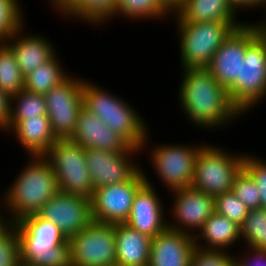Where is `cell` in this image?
<instances>
[{"label": "cell", "instance_id": "obj_1", "mask_svg": "<svg viewBox=\"0 0 266 266\" xmlns=\"http://www.w3.org/2000/svg\"><path fill=\"white\" fill-rule=\"evenodd\" d=\"M181 71L177 105L192 127L208 132L227 126L230 128L232 122H236L234 120L243 117L230 101L227 90L208 69L187 68Z\"/></svg>", "mask_w": 266, "mask_h": 266}, {"label": "cell", "instance_id": "obj_2", "mask_svg": "<svg viewBox=\"0 0 266 266\" xmlns=\"http://www.w3.org/2000/svg\"><path fill=\"white\" fill-rule=\"evenodd\" d=\"M26 161L12 184L2 192L4 195H0L13 223L37 214L59 192L56 176L44 156H28Z\"/></svg>", "mask_w": 266, "mask_h": 266}, {"label": "cell", "instance_id": "obj_3", "mask_svg": "<svg viewBox=\"0 0 266 266\" xmlns=\"http://www.w3.org/2000/svg\"><path fill=\"white\" fill-rule=\"evenodd\" d=\"M20 243V262L25 266H72L70 246L62 231L38 213L13 223Z\"/></svg>", "mask_w": 266, "mask_h": 266}, {"label": "cell", "instance_id": "obj_4", "mask_svg": "<svg viewBox=\"0 0 266 266\" xmlns=\"http://www.w3.org/2000/svg\"><path fill=\"white\" fill-rule=\"evenodd\" d=\"M84 78L83 107L96 115L108 128L121 135L131 146L141 148L150 132L147 122L130 102Z\"/></svg>", "mask_w": 266, "mask_h": 266}, {"label": "cell", "instance_id": "obj_5", "mask_svg": "<svg viewBox=\"0 0 266 266\" xmlns=\"http://www.w3.org/2000/svg\"><path fill=\"white\" fill-rule=\"evenodd\" d=\"M151 138L150 133L146 136V141L142 144L140 151L146 152L152 170L158 176L166 190L169 192L189 187L193 183L195 160L199 149L205 142L199 144L192 143H161L154 144L149 148ZM148 148V149H147ZM149 153V154H148ZM148 154V155H147Z\"/></svg>", "mask_w": 266, "mask_h": 266}, {"label": "cell", "instance_id": "obj_6", "mask_svg": "<svg viewBox=\"0 0 266 266\" xmlns=\"http://www.w3.org/2000/svg\"><path fill=\"white\" fill-rule=\"evenodd\" d=\"M179 42L181 69H207L214 53L235 27L230 22L174 21Z\"/></svg>", "mask_w": 266, "mask_h": 266}, {"label": "cell", "instance_id": "obj_7", "mask_svg": "<svg viewBox=\"0 0 266 266\" xmlns=\"http://www.w3.org/2000/svg\"><path fill=\"white\" fill-rule=\"evenodd\" d=\"M212 143L204 144L198 151L192 187L212 197L232 191L236 176L243 169L246 154L219 148Z\"/></svg>", "mask_w": 266, "mask_h": 266}, {"label": "cell", "instance_id": "obj_8", "mask_svg": "<svg viewBox=\"0 0 266 266\" xmlns=\"http://www.w3.org/2000/svg\"><path fill=\"white\" fill-rule=\"evenodd\" d=\"M43 156L52 167L60 192L92 197L94 185L85 148L70 138L57 139Z\"/></svg>", "mask_w": 266, "mask_h": 266}, {"label": "cell", "instance_id": "obj_9", "mask_svg": "<svg viewBox=\"0 0 266 266\" xmlns=\"http://www.w3.org/2000/svg\"><path fill=\"white\" fill-rule=\"evenodd\" d=\"M227 92L243 115L266 100V46L259 37L246 48L240 79H235Z\"/></svg>", "mask_w": 266, "mask_h": 266}, {"label": "cell", "instance_id": "obj_10", "mask_svg": "<svg viewBox=\"0 0 266 266\" xmlns=\"http://www.w3.org/2000/svg\"><path fill=\"white\" fill-rule=\"evenodd\" d=\"M116 224L92 221L68 239L72 266H117Z\"/></svg>", "mask_w": 266, "mask_h": 266}, {"label": "cell", "instance_id": "obj_11", "mask_svg": "<svg viewBox=\"0 0 266 266\" xmlns=\"http://www.w3.org/2000/svg\"><path fill=\"white\" fill-rule=\"evenodd\" d=\"M83 82V77L71 73L44 95L47 116L57 139L71 138L75 132L79 112L83 108Z\"/></svg>", "mask_w": 266, "mask_h": 266}, {"label": "cell", "instance_id": "obj_12", "mask_svg": "<svg viewBox=\"0 0 266 266\" xmlns=\"http://www.w3.org/2000/svg\"><path fill=\"white\" fill-rule=\"evenodd\" d=\"M145 183L142 169L129 181L96 188L91 197L92 219L98 223H125L134 196Z\"/></svg>", "mask_w": 266, "mask_h": 266}, {"label": "cell", "instance_id": "obj_13", "mask_svg": "<svg viewBox=\"0 0 266 266\" xmlns=\"http://www.w3.org/2000/svg\"><path fill=\"white\" fill-rule=\"evenodd\" d=\"M169 193L173 203L168 207V228L195 236L215 212V197L192 186Z\"/></svg>", "mask_w": 266, "mask_h": 266}, {"label": "cell", "instance_id": "obj_14", "mask_svg": "<svg viewBox=\"0 0 266 266\" xmlns=\"http://www.w3.org/2000/svg\"><path fill=\"white\" fill-rule=\"evenodd\" d=\"M140 152V148L133 146L121 152L85 149L94 189L131 180L142 168L141 161L136 162L137 156L143 154Z\"/></svg>", "mask_w": 266, "mask_h": 266}, {"label": "cell", "instance_id": "obj_15", "mask_svg": "<svg viewBox=\"0 0 266 266\" xmlns=\"http://www.w3.org/2000/svg\"><path fill=\"white\" fill-rule=\"evenodd\" d=\"M257 37L253 23L247 21L235 28L214 53L207 69L226 90L234 84L235 79H240L241 62L245 59L246 48Z\"/></svg>", "mask_w": 266, "mask_h": 266}, {"label": "cell", "instance_id": "obj_16", "mask_svg": "<svg viewBox=\"0 0 266 266\" xmlns=\"http://www.w3.org/2000/svg\"><path fill=\"white\" fill-rule=\"evenodd\" d=\"M141 169L145 183L134 196L131 212L125 224L150 238H154L168 228L166 219L168 210L164 207V197H160L161 195L156 191L157 187L153 184V180L148 177L149 175H146L145 169Z\"/></svg>", "mask_w": 266, "mask_h": 266}, {"label": "cell", "instance_id": "obj_17", "mask_svg": "<svg viewBox=\"0 0 266 266\" xmlns=\"http://www.w3.org/2000/svg\"><path fill=\"white\" fill-rule=\"evenodd\" d=\"M54 223L67 239L80 233L92 221L91 198L58 192L38 212Z\"/></svg>", "mask_w": 266, "mask_h": 266}, {"label": "cell", "instance_id": "obj_18", "mask_svg": "<svg viewBox=\"0 0 266 266\" xmlns=\"http://www.w3.org/2000/svg\"><path fill=\"white\" fill-rule=\"evenodd\" d=\"M70 139L85 149L121 152L132 147L121 135L108 128L84 107L79 112L76 129Z\"/></svg>", "mask_w": 266, "mask_h": 266}, {"label": "cell", "instance_id": "obj_19", "mask_svg": "<svg viewBox=\"0 0 266 266\" xmlns=\"http://www.w3.org/2000/svg\"><path fill=\"white\" fill-rule=\"evenodd\" d=\"M194 236L167 228L151 240L148 266H189Z\"/></svg>", "mask_w": 266, "mask_h": 266}, {"label": "cell", "instance_id": "obj_20", "mask_svg": "<svg viewBox=\"0 0 266 266\" xmlns=\"http://www.w3.org/2000/svg\"><path fill=\"white\" fill-rule=\"evenodd\" d=\"M25 26L26 24L5 42L14 52L23 76L51 60L58 52L54 42L52 43L45 34L43 36L40 33H25Z\"/></svg>", "mask_w": 266, "mask_h": 266}, {"label": "cell", "instance_id": "obj_21", "mask_svg": "<svg viewBox=\"0 0 266 266\" xmlns=\"http://www.w3.org/2000/svg\"><path fill=\"white\" fill-rule=\"evenodd\" d=\"M239 11L232 0H183L181 6L171 15L174 21L200 22H230L235 28L247 21L238 20Z\"/></svg>", "mask_w": 266, "mask_h": 266}, {"label": "cell", "instance_id": "obj_22", "mask_svg": "<svg viewBox=\"0 0 266 266\" xmlns=\"http://www.w3.org/2000/svg\"><path fill=\"white\" fill-rule=\"evenodd\" d=\"M198 232L194 236V240L196 247L200 249L232 252V247H235L236 243L239 245L242 243L240 226L216 211Z\"/></svg>", "mask_w": 266, "mask_h": 266}, {"label": "cell", "instance_id": "obj_23", "mask_svg": "<svg viewBox=\"0 0 266 266\" xmlns=\"http://www.w3.org/2000/svg\"><path fill=\"white\" fill-rule=\"evenodd\" d=\"M14 135L15 141L28 156H43L57 140L48 117H33L19 121L6 136Z\"/></svg>", "mask_w": 266, "mask_h": 266}, {"label": "cell", "instance_id": "obj_24", "mask_svg": "<svg viewBox=\"0 0 266 266\" xmlns=\"http://www.w3.org/2000/svg\"><path fill=\"white\" fill-rule=\"evenodd\" d=\"M151 240L125 223L116 224V265L148 266Z\"/></svg>", "mask_w": 266, "mask_h": 266}, {"label": "cell", "instance_id": "obj_25", "mask_svg": "<svg viewBox=\"0 0 266 266\" xmlns=\"http://www.w3.org/2000/svg\"><path fill=\"white\" fill-rule=\"evenodd\" d=\"M117 0H67L56 12L64 19H72L90 26H103L115 17ZM93 24V25H92Z\"/></svg>", "mask_w": 266, "mask_h": 266}, {"label": "cell", "instance_id": "obj_26", "mask_svg": "<svg viewBox=\"0 0 266 266\" xmlns=\"http://www.w3.org/2000/svg\"><path fill=\"white\" fill-rule=\"evenodd\" d=\"M62 62L59 53H57L51 60L39 65L24 76L23 89L45 95L52 88L61 84L71 75V72L69 73L64 69Z\"/></svg>", "mask_w": 266, "mask_h": 266}, {"label": "cell", "instance_id": "obj_27", "mask_svg": "<svg viewBox=\"0 0 266 266\" xmlns=\"http://www.w3.org/2000/svg\"><path fill=\"white\" fill-rule=\"evenodd\" d=\"M33 117H48L44 95L22 89L11 96L9 131L19 121Z\"/></svg>", "mask_w": 266, "mask_h": 266}, {"label": "cell", "instance_id": "obj_28", "mask_svg": "<svg viewBox=\"0 0 266 266\" xmlns=\"http://www.w3.org/2000/svg\"><path fill=\"white\" fill-rule=\"evenodd\" d=\"M122 16L125 20L128 18L129 21L139 20L138 22L142 19L164 22L166 17H171L157 0H117L114 18Z\"/></svg>", "mask_w": 266, "mask_h": 266}, {"label": "cell", "instance_id": "obj_29", "mask_svg": "<svg viewBox=\"0 0 266 266\" xmlns=\"http://www.w3.org/2000/svg\"><path fill=\"white\" fill-rule=\"evenodd\" d=\"M24 88L22 75L12 49L0 42V89L10 96L18 94Z\"/></svg>", "mask_w": 266, "mask_h": 266}, {"label": "cell", "instance_id": "obj_30", "mask_svg": "<svg viewBox=\"0 0 266 266\" xmlns=\"http://www.w3.org/2000/svg\"><path fill=\"white\" fill-rule=\"evenodd\" d=\"M241 241L252 249L266 250V209H250L240 226Z\"/></svg>", "mask_w": 266, "mask_h": 266}, {"label": "cell", "instance_id": "obj_31", "mask_svg": "<svg viewBox=\"0 0 266 266\" xmlns=\"http://www.w3.org/2000/svg\"><path fill=\"white\" fill-rule=\"evenodd\" d=\"M21 3V0H0V42H6L25 24Z\"/></svg>", "mask_w": 266, "mask_h": 266}, {"label": "cell", "instance_id": "obj_32", "mask_svg": "<svg viewBox=\"0 0 266 266\" xmlns=\"http://www.w3.org/2000/svg\"><path fill=\"white\" fill-rule=\"evenodd\" d=\"M232 192L245 204L248 210L261 208V193L255 181L244 169L236 176Z\"/></svg>", "mask_w": 266, "mask_h": 266}, {"label": "cell", "instance_id": "obj_33", "mask_svg": "<svg viewBox=\"0 0 266 266\" xmlns=\"http://www.w3.org/2000/svg\"><path fill=\"white\" fill-rule=\"evenodd\" d=\"M215 211L227 217L230 221L235 222L238 226H241L249 210L245 204L230 191L215 197Z\"/></svg>", "mask_w": 266, "mask_h": 266}, {"label": "cell", "instance_id": "obj_34", "mask_svg": "<svg viewBox=\"0 0 266 266\" xmlns=\"http://www.w3.org/2000/svg\"><path fill=\"white\" fill-rule=\"evenodd\" d=\"M189 266H235L234 251L195 248Z\"/></svg>", "mask_w": 266, "mask_h": 266}, {"label": "cell", "instance_id": "obj_35", "mask_svg": "<svg viewBox=\"0 0 266 266\" xmlns=\"http://www.w3.org/2000/svg\"><path fill=\"white\" fill-rule=\"evenodd\" d=\"M243 169L255 181L260 191L261 208L266 209V161L256 154H245Z\"/></svg>", "mask_w": 266, "mask_h": 266}, {"label": "cell", "instance_id": "obj_36", "mask_svg": "<svg viewBox=\"0 0 266 266\" xmlns=\"http://www.w3.org/2000/svg\"><path fill=\"white\" fill-rule=\"evenodd\" d=\"M20 243L13 225L0 237V266H20Z\"/></svg>", "mask_w": 266, "mask_h": 266}, {"label": "cell", "instance_id": "obj_37", "mask_svg": "<svg viewBox=\"0 0 266 266\" xmlns=\"http://www.w3.org/2000/svg\"><path fill=\"white\" fill-rule=\"evenodd\" d=\"M245 250L234 252L235 266H266V250L248 247Z\"/></svg>", "mask_w": 266, "mask_h": 266}, {"label": "cell", "instance_id": "obj_38", "mask_svg": "<svg viewBox=\"0 0 266 266\" xmlns=\"http://www.w3.org/2000/svg\"><path fill=\"white\" fill-rule=\"evenodd\" d=\"M11 96L0 89V132H9Z\"/></svg>", "mask_w": 266, "mask_h": 266}, {"label": "cell", "instance_id": "obj_39", "mask_svg": "<svg viewBox=\"0 0 266 266\" xmlns=\"http://www.w3.org/2000/svg\"><path fill=\"white\" fill-rule=\"evenodd\" d=\"M232 2L238 11L243 10L244 12V10H260V8H263L261 10H263L262 12H265L264 14H266V0H232Z\"/></svg>", "mask_w": 266, "mask_h": 266}, {"label": "cell", "instance_id": "obj_40", "mask_svg": "<svg viewBox=\"0 0 266 266\" xmlns=\"http://www.w3.org/2000/svg\"><path fill=\"white\" fill-rule=\"evenodd\" d=\"M0 202H1L0 203V237H1L13 226V222L11 221L9 214L6 211L4 203L1 198Z\"/></svg>", "mask_w": 266, "mask_h": 266}, {"label": "cell", "instance_id": "obj_41", "mask_svg": "<svg viewBox=\"0 0 266 266\" xmlns=\"http://www.w3.org/2000/svg\"><path fill=\"white\" fill-rule=\"evenodd\" d=\"M159 4L170 14H174L175 11L181 6L183 0H157Z\"/></svg>", "mask_w": 266, "mask_h": 266}, {"label": "cell", "instance_id": "obj_42", "mask_svg": "<svg viewBox=\"0 0 266 266\" xmlns=\"http://www.w3.org/2000/svg\"><path fill=\"white\" fill-rule=\"evenodd\" d=\"M262 20H258L255 23H253L254 27L256 28L257 31V36L263 41V43L266 46V18L262 16Z\"/></svg>", "mask_w": 266, "mask_h": 266}, {"label": "cell", "instance_id": "obj_43", "mask_svg": "<svg viewBox=\"0 0 266 266\" xmlns=\"http://www.w3.org/2000/svg\"><path fill=\"white\" fill-rule=\"evenodd\" d=\"M50 8H53V11H57L67 0H48Z\"/></svg>", "mask_w": 266, "mask_h": 266}]
</instances>
